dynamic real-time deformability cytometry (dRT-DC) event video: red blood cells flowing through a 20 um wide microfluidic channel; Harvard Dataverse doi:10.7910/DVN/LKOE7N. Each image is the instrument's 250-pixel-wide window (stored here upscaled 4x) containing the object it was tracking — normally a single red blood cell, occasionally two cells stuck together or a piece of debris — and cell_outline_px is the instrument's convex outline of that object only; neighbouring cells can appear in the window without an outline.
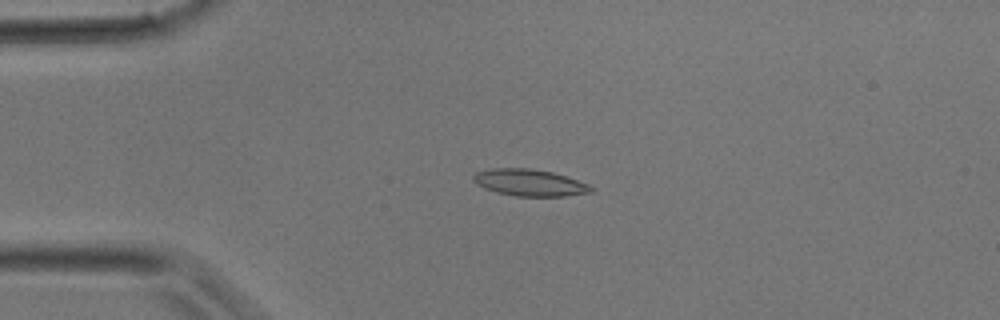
{"species": "common noctule bat (a hibernating species)", "species_latin": "Nyctalus noctula", "temperature_condition": "room temperature", "stored_images_in_passage": 29, "camera_frame_rate_fps": 3000, "um_per_image_px": 0.085, "animal": {"sex": "male", "body_mass_g": 17.9}, "frame": {"image": 1, "passage_image": 2, "time_ms": 0.333, "image_size_px": [1000, 320], "cell_outline_px": [[592, 192], [564, 196], [516, 196], [496, 192], [484, 188], [476, 184], [472, 180], [472, 176], [476, 172], [488, 168], [528, 168], [552, 172], [588, 184], [592, 188]], "centroid_in_image_um": [44.94, 15.52], "position_along_channel_um": 40.1, "area_um2": 18.26}}
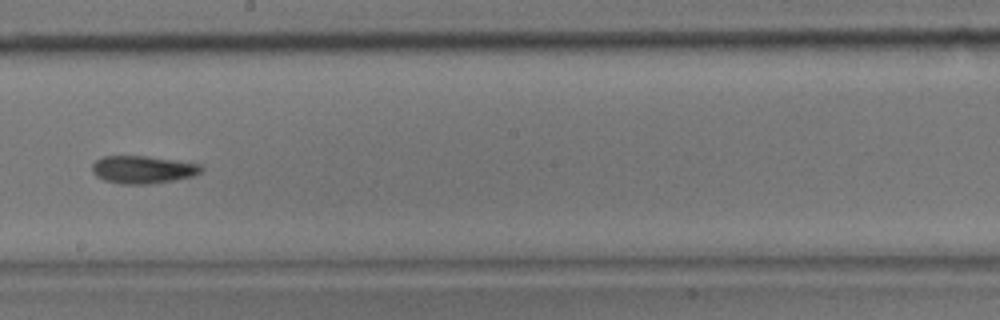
{"frame": {"image": 2, "passage_image": 14, "time_ms": 4.333, "image_size_px": [1000, 320], "cell_outline_px": [[204, 168], [200, 172], [192, 176], [152, 184], [124, 184], [104, 180], [96, 176], [92, 172], [92, 164], [96, 160], [104, 156], [148, 156], [200, 164]], "centroid_in_image_um": [12.12, 14.41], "position_along_channel_um": 236.1, "area_um2": 17.51}}
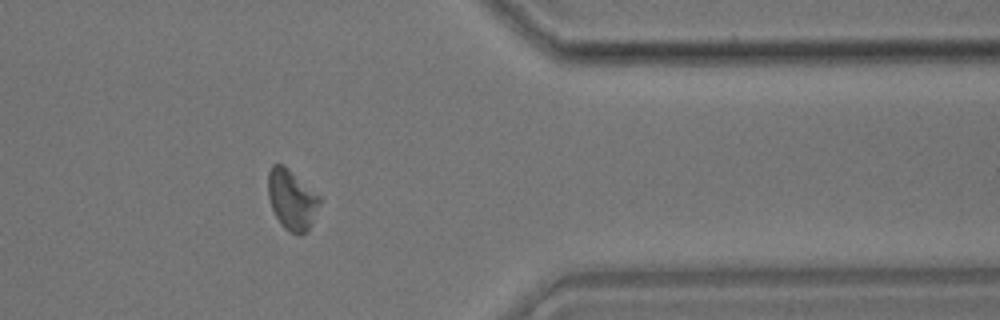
{"frame": {"image": 3, "passage_image": 23, "time_ms": 7.333, "image_size_px": [1000, 320], "cell_outline_px": [[320, 204], [312, 224], [308, 232], [300, 236], [284, 228], [280, 224], [272, 208], [268, 196], [268, 172], [272, 164], [284, 164], [320, 196]], "centroid_in_image_um": [24.81, 16.98], "position_along_channel_um": 386.6, "area_um2": 18.26}}